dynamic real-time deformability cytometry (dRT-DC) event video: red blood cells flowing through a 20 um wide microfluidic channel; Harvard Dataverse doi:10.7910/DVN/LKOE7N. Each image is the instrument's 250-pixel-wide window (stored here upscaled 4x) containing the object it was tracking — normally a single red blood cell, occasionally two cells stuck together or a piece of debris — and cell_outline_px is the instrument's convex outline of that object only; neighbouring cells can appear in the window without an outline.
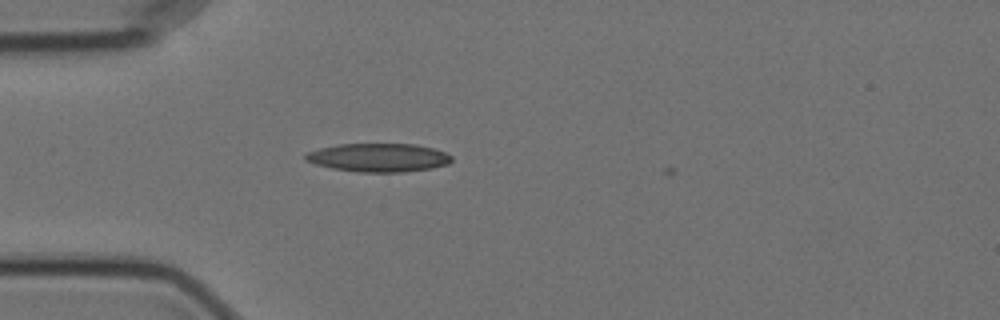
{"species": "Egyptian fruit bat (a non-hibernating species)", "species_latin": "Rousettus aegyptiacus", "temperature_condition": "cold", "stored_images_in_passage": 2, "camera_frame_rate_fps": 3000, "um_per_image_px": 0.085, "animal": {"sex": "female"}, "frame": {"image": 1, "passage_image": 1, "time_ms": 0.0, "image_size_px": [1000, 320], "cell_outline_px": [[452, 160], [448, 164], [432, 168], [404, 172], [356, 172], [332, 168], [316, 164], [304, 160], [304, 156], [308, 152], [320, 148], [340, 144], [416, 144], [432, 148], [444, 152], [452, 156]], "centroid_in_image_um": [32.18, 13.4], "position_along_channel_um": 52.8, "area_um2": 24.22}}